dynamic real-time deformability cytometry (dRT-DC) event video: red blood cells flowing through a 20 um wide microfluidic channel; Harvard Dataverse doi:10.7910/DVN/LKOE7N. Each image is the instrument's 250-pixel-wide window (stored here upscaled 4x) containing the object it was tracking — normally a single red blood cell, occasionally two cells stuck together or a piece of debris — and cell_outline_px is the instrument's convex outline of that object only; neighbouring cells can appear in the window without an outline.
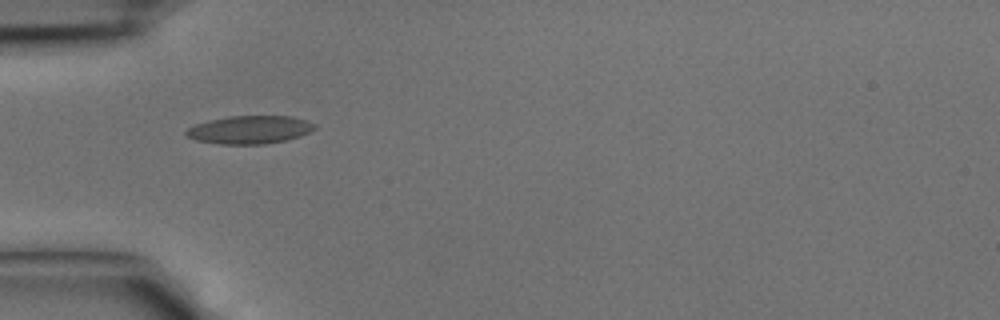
{"species": "common noctule bat (a hibernating species)", "species_latin": "Nyctalus noctula", "temperature_condition": "cold", "stored_images_in_passage": 25, "camera_frame_rate_fps": 3000, "um_per_image_px": 0.085, "animal": {"sex": "male", "body_mass_g": 15.6}, "frame": {"image": 1, "passage_image": 1, "time_ms": 0.0, "image_size_px": [1000, 320], "cell_outline_px": [[312, 128], [296, 136], [284, 140], [256, 144], [228, 144], [200, 140], [188, 136], [184, 132], [200, 124], [216, 120], [236, 116], [284, 116], [300, 120], [308, 124]], "centroid_in_image_um": [21.15, 11.03], "position_along_channel_um": 63.8, "area_um2": 19.13}}
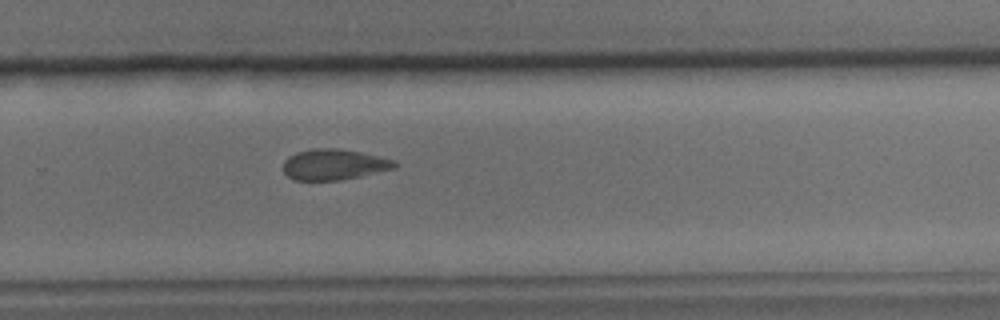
{"frame": {"image": 2, "passage_image": 16, "time_ms": 5.0, "image_size_px": [1000, 320], "cell_outline_px": [[396, 164], [392, 168], [356, 176], [336, 180], [296, 180], [288, 176], [284, 172], [284, 164], [292, 156], [300, 152], [356, 152], [392, 160]], "centroid_in_image_um": [28.35, 14.06], "position_along_channel_um": 301.4, "area_um2": 17.69}}
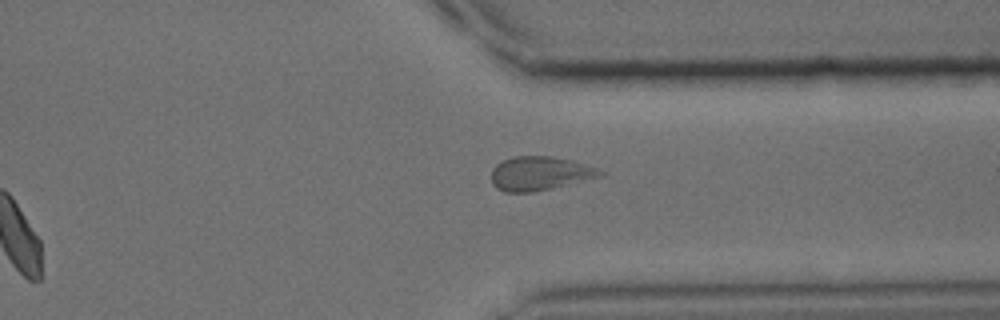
{"frame": {"image": 3, "passage_image": 20, "time_ms": 6.333, "image_size_px": [1000, 320], "cell_outline_px": [[592, 172], [544, 188], [524, 192], [508, 192], [500, 188], [492, 180], [492, 172], [504, 160], [516, 156], [544, 156], [564, 160], [592, 168]], "centroid_in_image_um": [45.48, 14.7], "position_along_channel_um": 365.9, "area_um2": 18.03}}